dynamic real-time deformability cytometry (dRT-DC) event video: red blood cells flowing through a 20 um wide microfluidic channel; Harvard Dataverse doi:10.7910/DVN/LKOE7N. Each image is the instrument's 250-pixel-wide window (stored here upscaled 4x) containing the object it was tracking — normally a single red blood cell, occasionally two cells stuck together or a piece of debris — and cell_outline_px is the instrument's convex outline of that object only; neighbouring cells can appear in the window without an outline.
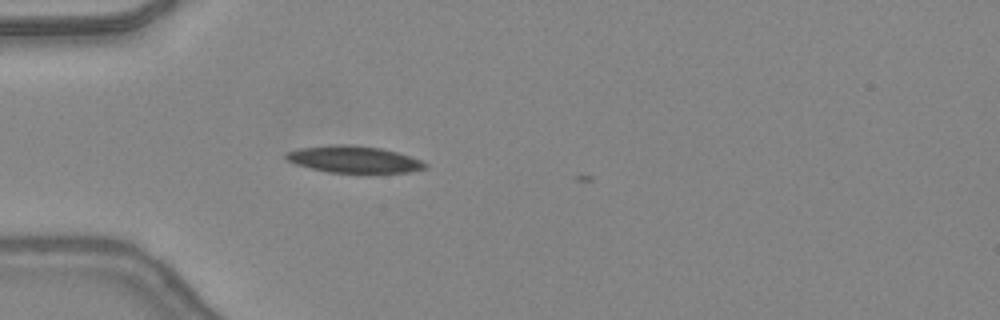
{"species": "common noctule bat (a hibernating species)", "species_latin": "Nyctalus noctula", "temperature_condition": "warm", "stored_images_in_passage": 7, "camera_frame_rate_fps": 3000, "um_per_image_px": 0.085, "animal": {"sex": "female", "body_mass_g": 24.6, "forearm_length_mm": 56.2}, "frame": {"image": 1, "passage_image": 3, "time_ms": 0.667, "image_size_px": [1000, 320], "cell_outline_px": [[428, 168], [408, 172], [328, 172], [296, 164], [288, 160], [284, 156], [288, 152], [300, 148], [332, 144], [344, 144], [380, 148], [396, 152], [420, 160], [428, 164]], "centroid_in_image_um": [30.08, 13.54], "position_along_channel_um": 54.9, "area_um2": 21.33}}
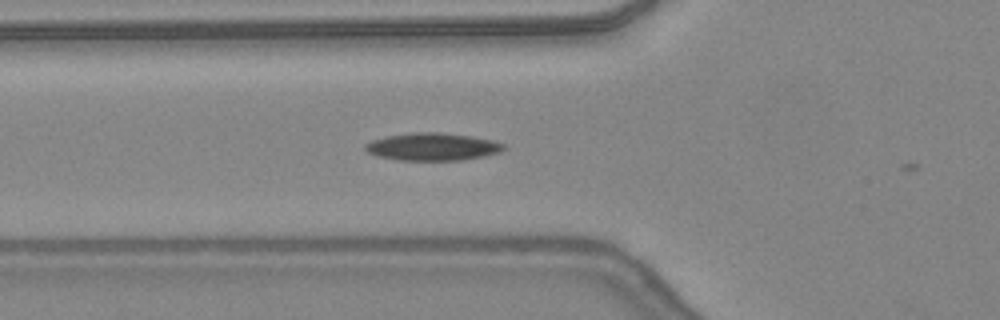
{"frame": {"image": 2, "passage_image": 6, "time_ms": 1.667, "image_size_px": [1000, 320], "cell_outline_px": [[504, 148], [500, 152], [484, 156], [464, 160], [400, 160], [380, 156], [368, 152], [364, 148], [364, 144], [372, 140], [384, 136], [412, 132], [440, 132], [472, 136], [492, 140], [504, 144]], "centroid_in_image_um": [36.76, 12.46], "position_along_channel_um": 89.0, "area_um2": 22.25}}